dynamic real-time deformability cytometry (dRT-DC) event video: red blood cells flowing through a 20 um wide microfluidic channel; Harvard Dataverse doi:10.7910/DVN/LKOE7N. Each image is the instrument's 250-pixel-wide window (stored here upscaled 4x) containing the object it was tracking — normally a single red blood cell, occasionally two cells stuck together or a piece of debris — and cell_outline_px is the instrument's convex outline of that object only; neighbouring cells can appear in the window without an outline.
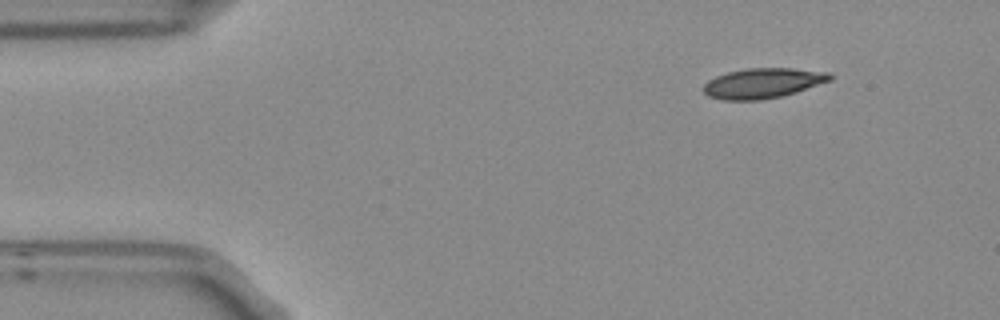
{"species": "Egyptian fruit bat (a non-hibernating species)", "species_latin": "Rousettus aegyptiacus", "temperature_condition": "room temperature", "stored_images_in_passage": 3, "camera_frame_rate_fps": 3000, "um_per_image_px": 0.085, "frame": {"image": 1, "passage_image": 1, "time_ms": 0.0, "image_size_px": [1000, 320], "cell_outline_px": [[832, 80], [796, 92], [780, 96], [760, 100], [724, 100], [708, 96], [704, 92], [704, 84], [708, 80], [716, 76], [728, 72], [744, 68], [792, 68], [832, 72]], "centroid_in_image_um": [64.86, 7.06], "position_along_channel_um": 20.1, "area_um2": 22.25}}